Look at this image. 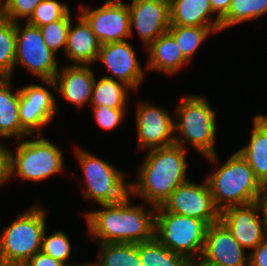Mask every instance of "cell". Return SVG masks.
<instances>
[{
	"label": "cell",
	"mask_w": 267,
	"mask_h": 266,
	"mask_svg": "<svg viewBox=\"0 0 267 266\" xmlns=\"http://www.w3.org/2000/svg\"><path fill=\"white\" fill-rule=\"evenodd\" d=\"M35 204L18 216L0 234V264L26 263L41 251L46 230V210Z\"/></svg>",
	"instance_id": "5b68a950"
},
{
	"label": "cell",
	"mask_w": 267,
	"mask_h": 266,
	"mask_svg": "<svg viewBox=\"0 0 267 266\" xmlns=\"http://www.w3.org/2000/svg\"><path fill=\"white\" fill-rule=\"evenodd\" d=\"M73 266H94V264L92 262L90 263H84V264H76V265H73Z\"/></svg>",
	"instance_id": "ab89813d"
},
{
	"label": "cell",
	"mask_w": 267,
	"mask_h": 266,
	"mask_svg": "<svg viewBox=\"0 0 267 266\" xmlns=\"http://www.w3.org/2000/svg\"><path fill=\"white\" fill-rule=\"evenodd\" d=\"M37 134L32 140L16 141V150L9 149V180L41 181L64 170L62 150L51 140Z\"/></svg>",
	"instance_id": "8992f818"
},
{
	"label": "cell",
	"mask_w": 267,
	"mask_h": 266,
	"mask_svg": "<svg viewBox=\"0 0 267 266\" xmlns=\"http://www.w3.org/2000/svg\"><path fill=\"white\" fill-rule=\"evenodd\" d=\"M130 197L85 213L88 231L97 243H141L155 238L156 207L131 205Z\"/></svg>",
	"instance_id": "6da1fadb"
},
{
	"label": "cell",
	"mask_w": 267,
	"mask_h": 266,
	"mask_svg": "<svg viewBox=\"0 0 267 266\" xmlns=\"http://www.w3.org/2000/svg\"><path fill=\"white\" fill-rule=\"evenodd\" d=\"M70 11L61 19L39 27L45 44L55 54L58 49L63 47L65 52L68 38V30L70 27L71 15Z\"/></svg>",
	"instance_id": "4dcf8cb0"
},
{
	"label": "cell",
	"mask_w": 267,
	"mask_h": 266,
	"mask_svg": "<svg viewBox=\"0 0 267 266\" xmlns=\"http://www.w3.org/2000/svg\"><path fill=\"white\" fill-rule=\"evenodd\" d=\"M146 69L174 75L189 61L183 56L174 37L166 32L154 40L147 48Z\"/></svg>",
	"instance_id": "44dd1931"
},
{
	"label": "cell",
	"mask_w": 267,
	"mask_h": 266,
	"mask_svg": "<svg viewBox=\"0 0 267 266\" xmlns=\"http://www.w3.org/2000/svg\"><path fill=\"white\" fill-rule=\"evenodd\" d=\"M220 220L208 225L204 248L194 266H249V254Z\"/></svg>",
	"instance_id": "4fadbf2b"
},
{
	"label": "cell",
	"mask_w": 267,
	"mask_h": 266,
	"mask_svg": "<svg viewBox=\"0 0 267 266\" xmlns=\"http://www.w3.org/2000/svg\"><path fill=\"white\" fill-rule=\"evenodd\" d=\"M46 230L43 234L41 251L51 256L52 258L61 261L66 266L74 264L67 263L71 256V241L64 231H55L49 236H46Z\"/></svg>",
	"instance_id": "f546056e"
},
{
	"label": "cell",
	"mask_w": 267,
	"mask_h": 266,
	"mask_svg": "<svg viewBox=\"0 0 267 266\" xmlns=\"http://www.w3.org/2000/svg\"><path fill=\"white\" fill-rule=\"evenodd\" d=\"M15 23L0 14V77H11L15 68Z\"/></svg>",
	"instance_id": "f1b7e54d"
},
{
	"label": "cell",
	"mask_w": 267,
	"mask_h": 266,
	"mask_svg": "<svg viewBox=\"0 0 267 266\" xmlns=\"http://www.w3.org/2000/svg\"><path fill=\"white\" fill-rule=\"evenodd\" d=\"M206 181L220 211L267 198L265 187L256 178L249 163L237 151L208 176Z\"/></svg>",
	"instance_id": "3957f363"
},
{
	"label": "cell",
	"mask_w": 267,
	"mask_h": 266,
	"mask_svg": "<svg viewBox=\"0 0 267 266\" xmlns=\"http://www.w3.org/2000/svg\"><path fill=\"white\" fill-rule=\"evenodd\" d=\"M208 224L156 207L155 238L169 250L187 257L194 264L200 259Z\"/></svg>",
	"instance_id": "52a82bcc"
},
{
	"label": "cell",
	"mask_w": 267,
	"mask_h": 266,
	"mask_svg": "<svg viewBox=\"0 0 267 266\" xmlns=\"http://www.w3.org/2000/svg\"><path fill=\"white\" fill-rule=\"evenodd\" d=\"M220 220L245 250L253 251L267 237L265 200L228 207L221 211Z\"/></svg>",
	"instance_id": "30bf717a"
},
{
	"label": "cell",
	"mask_w": 267,
	"mask_h": 266,
	"mask_svg": "<svg viewBox=\"0 0 267 266\" xmlns=\"http://www.w3.org/2000/svg\"><path fill=\"white\" fill-rule=\"evenodd\" d=\"M0 266H27L25 263H3Z\"/></svg>",
	"instance_id": "f35d334b"
},
{
	"label": "cell",
	"mask_w": 267,
	"mask_h": 266,
	"mask_svg": "<svg viewBox=\"0 0 267 266\" xmlns=\"http://www.w3.org/2000/svg\"><path fill=\"white\" fill-rule=\"evenodd\" d=\"M2 7H3V0H0V12H1Z\"/></svg>",
	"instance_id": "b9f144b4"
},
{
	"label": "cell",
	"mask_w": 267,
	"mask_h": 266,
	"mask_svg": "<svg viewBox=\"0 0 267 266\" xmlns=\"http://www.w3.org/2000/svg\"><path fill=\"white\" fill-rule=\"evenodd\" d=\"M168 32L174 37L183 56L189 62L206 37L217 33L211 26H170Z\"/></svg>",
	"instance_id": "83f0119b"
},
{
	"label": "cell",
	"mask_w": 267,
	"mask_h": 266,
	"mask_svg": "<svg viewBox=\"0 0 267 266\" xmlns=\"http://www.w3.org/2000/svg\"><path fill=\"white\" fill-rule=\"evenodd\" d=\"M216 111L203 95L182 97L174 119V132L180 133L174 135L175 144L185 148V143H189L209 161L217 160Z\"/></svg>",
	"instance_id": "277c9868"
},
{
	"label": "cell",
	"mask_w": 267,
	"mask_h": 266,
	"mask_svg": "<svg viewBox=\"0 0 267 266\" xmlns=\"http://www.w3.org/2000/svg\"><path fill=\"white\" fill-rule=\"evenodd\" d=\"M237 152L249 163L256 178L267 186V119L257 114L253 120L250 141Z\"/></svg>",
	"instance_id": "603a6c76"
},
{
	"label": "cell",
	"mask_w": 267,
	"mask_h": 266,
	"mask_svg": "<svg viewBox=\"0 0 267 266\" xmlns=\"http://www.w3.org/2000/svg\"><path fill=\"white\" fill-rule=\"evenodd\" d=\"M161 1H164V2H167L168 4H170L172 0H161Z\"/></svg>",
	"instance_id": "7bdbcfd3"
},
{
	"label": "cell",
	"mask_w": 267,
	"mask_h": 266,
	"mask_svg": "<svg viewBox=\"0 0 267 266\" xmlns=\"http://www.w3.org/2000/svg\"><path fill=\"white\" fill-rule=\"evenodd\" d=\"M130 12L131 32L136 30L147 48L170 27L169 4L161 0H132L127 4ZM134 28V30H133Z\"/></svg>",
	"instance_id": "2e32d148"
},
{
	"label": "cell",
	"mask_w": 267,
	"mask_h": 266,
	"mask_svg": "<svg viewBox=\"0 0 267 266\" xmlns=\"http://www.w3.org/2000/svg\"><path fill=\"white\" fill-rule=\"evenodd\" d=\"M249 266H267V237L249 254Z\"/></svg>",
	"instance_id": "e575fe53"
},
{
	"label": "cell",
	"mask_w": 267,
	"mask_h": 266,
	"mask_svg": "<svg viewBox=\"0 0 267 266\" xmlns=\"http://www.w3.org/2000/svg\"><path fill=\"white\" fill-rule=\"evenodd\" d=\"M41 1L42 0H3V7L0 14L14 23L20 22V20L24 18L27 21Z\"/></svg>",
	"instance_id": "d6a6232c"
},
{
	"label": "cell",
	"mask_w": 267,
	"mask_h": 266,
	"mask_svg": "<svg viewBox=\"0 0 267 266\" xmlns=\"http://www.w3.org/2000/svg\"><path fill=\"white\" fill-rule=\"evenodd\" d=\"M69 11V5L59 0H42L31 17L25 22L36 27H42L63 18Z\"/></svg>",
	"instance_id": "1f68e13d"
},
{
	"label": "cell",
	"mask_w": 267,
	"mask_h": 266,
	"mask_svg": "<svg viewBox=\"0 0 267 266\" xmlns=\"http://www.w3.org/2000/svg\"><path fill=\"white\" fill-rule=\"evenodd\" d=\"M9 181V148L0 143V187Z\"/></svg>",
	"instance_id": "8d00e7d4"
},
{
	"label": "cell",
	"mask_w": 267,
	"mask_h": 266,
	"mask_svg": "<svg viewBox=\"0 0 267 266\" xmlns=\"http://www.w3.org/2000/svg\"><path fill=\"white\" fill-rule=\"evenodd\" d=\"M59 70L54 80H43V83L54 88L63 99L79 108L90 104L96 77L90 65L71 64Z\"/></svg>",
	"instance_id": "ac0fdd59"
},
{
	"label": "cell",
	"mask_w": 267,
	"mask_h": 266,
	"mask_svg": "<svg viewBox=\"0 0 267 266\" xmlns=\"http://www.w3.org/2000/svg\"><path fill=\"white\" fill-rule=\"evenodd\" d=\"M186 148L172 144L148 150L138 169L137 182H130V195L146 204L162 206L170 194L187 182Z\"/></svg>",
	"instance_id": "7a4b0ae2"
},
{
	"label": "cell",
	"mask_w": 267,
	"mask_h": 266,
	"mask_svg": "<svg viewBox=\"0 0 267 266\" xmlns=\"http://www.w3.org/2000/svg\"><path fill=\"white\" fill-rule=\"evenodd\" d=\"M19 119L22 127L30 134L39 133L55 117V96L44 85L31 84L19 88Z\"/></svg>",
	"instance_id": "9a60e30c"
},
{
	"label": "cell",
	"mask_w": 267,
	"mask_h": 266,
	"mask_svg": "<svg viewBox=\"0 0 267 266\" xmlns=\"http://www.w3.org/2000/svg\"><path fill=\"white\" fill-rule=\"evenodd\" d=\"M164 107L139 102L136 111L138 149L151 150L175 143L174 118Z\"/></svg>",
	"instance_id": "5bb4252c"
},
{
	"label": "cell",
	"mask_w": 267,
	"mask_h": 266,
	"mask_svg": "<svg viewBox=\"0 0 267 266\" xmlns=\"http://www.w3.org/2000/svg\"><path fill=\"white\" fill-rule=\"evenodd\" d=\"M93 116L98 125L106 130L116 128L122 123L125 117L126 109H111L106 106L91 107Z\"/></svg>",
	"instance_id": "836d02e7"
},
{
	"label": "cell",
	"mask_w": 267,
	"mask_h": 266,
	"mask_svg": "<svg viewBox=\"0 0 267 266\" xmlns=\"http://www.w3.org/2000/svg\"><path fill=\"white\" fill-rule=\"evenodd\" d=\"M98 260L94 266H143L138 243H98Z\"/></svg>",
	"instance_id": "d4e9b609"
},
{
	"label": "cell",
	"mask_w": 267,
	"mask_h": 266,
	"mask_svg": "<svg viewBox=\"0 0 267 266\" xmlns=\"http://www.w3.org/2000/svg\"><path fill=\"white\" fill-rule=\"evenodd\" d=\"M135 48L129 41L110 42L101 45L97 60L114 76H104L126 84L137 90L144 79V70L135 55Z\"/></svg>",
	"instance_id": "e0dca14e"
},
{
	"label": "cell",
	"mask_w": 267,
	"mask_h": 266,
	"mask_svg": "<svg viewBox=\"0 0 267 266\" xmlns=\"http://www.w3.org/2000/svg\"><path fill=\"white\" fill-rule=\"evenodd\" d=\"M232 0H210L211 8L216 18H222L229 10Z\"/></svg>",
	"instance_id": "74e56055"
},
{
	"label": "cell",
	"mask_w": 267,
	"mask_h": 266,
	"mask_svg": "<svg viewBox=\"0 0 267 266\" xmlns=\"http://www.w3.org/2000/svg\"><path fill=\"white\" fill-rule=\"evenodd\" d=\"M11 77H0V138L14 137L17 141L31 136L19 119V88L14 93Z\"/></svg>",
	"instance_id": "7402d4cb"
},
{
	"label": "cell",
	"mask_w": 267,
	"mask_h": 266,
	"mask_svg": "<svg viewBox=\"0 0 267 266\" xmlns=\"http://www.w3.org/2000/svg\"><path fill=\"white\" fill-rule=\"evenodd\" d=\"M138 253L143 266H194L187 257L169 250L156 238L138 243Z\"/></svg>",
	"instance_id": "484cf974"
},
{
	"label": "cell",
	"mask_w": 267,
	"mask_h": 266,
	"mask_svg": "<svg viewBox=\"0 0 267 266\" xmlns=\"http://www.w3.org/2000/svg\"><path fill=\"white\" fill-rule=\"evenodd\" d=\"M105 2H118V3H120V0H106Z\"/></svg>",
	"instance_id": "60d3db41"
},
{
	"label": "cell",
	"mask_w": 267,
	"mask_h": 266,
	"mask_svg": "<svg viewBox=\"0 0 267 266\" xmlns=\"http://www.w3.org/2000/svg\"><path fill=\"white\" fill-rule=\"evenodd\" d=\"M162 207L175 214L201 219L208 225L220 221L221 216L206 179L201 184L188 180L180 185Z\"/></svg>",
	"instance_id": "8fae6325"
},
{
	"label": "cell",
	"mask_w": 267,
	"mask_h": 266,
	"mask_svg": "<svg viewBox=\"0 0 267 266\" xmlns=\"http://www.w3.org/2000/svg\"><path fill=\"white\" fill-rule=\"evenodd\" d=\"M25 264L27 266H66L61 261L44 254L42 251L33 255Z\"/></svg>",
	"instance_id": "d590c367"
},
{
	"label": "cell",
	"mask_w": 267,
	"mask_h": 266,
	"mask_svg": "<svg viewBox=\"0 0 267 266\" xmlns=\"http://www.w3.org/2000/svg\"><path fill=\"white\" fill-rule=\"evenodd\" d=\"M169 10L170 26H211L221 32V19H212L210 0H172Z\"/></svg>",
	"instance_id": "ffe728a7"
},
{
	"label": "cell",
	"mask_w": 267,
	"mask_h": 266,
	"mask_svg": "<svg viewBox=\"0 0 267 266\" xmlns=\"http://www.w3.org/2000/svg\"><path fill=\"white\" fill-rule=\"evenodd\" d=\"M265 207H266V211H267V198L265 199Z\"/></svg>",
	"instance_id": "ee69618b"
},
{
	"label": "cell",
	"mask_w": 267,
	"mask_h": 266,
	"mask_svg": "<svg viewBox=\"0 0 267 266\" xmlns=\"http://www.w3.org/2000/svg\"><path fill=\"white\" fill-rule=\"evenodd\" d=\"M79 8L80 14L90 24L101 44L126 41L131 36L127 3L104 2L102 6L92 10L82 4Z\"/></svg>",
	"instance_id": "7c38bea8"
},
{
	"label": "cell",
	"mask_w": 267,
	"mask_h": 266,
	"mask_svg": "<svg viewBox=\"0 0 267 266\" xmlns=\"http://www.w3.org/2000/svg\"><path fill=\"white\" fill-rule=\"evenodd\" d=\"M267 14V0H232L221 18V31Z\"/></svg>",
	"instance_id": "4316f807"
},
{
	"label": "cell",
	"mask_w": 267,
	"mask_h": 266,
	"mask_svg": "<svg viewBox=\"0 0 267 266\" xmlns=\"http://www.w3.org/2000/svg\"><path fill=\"white\" fill-rule=\"evenodd\" d=\"M77 21L74 27L70 23L64 53L70 62H74L73 65L91 66L96 62L102 44L81 14Z\"/></svg>",
	"instance_id": "d6986e66"
},
{
	"label": "cell",
	"mask_w": 267,
	"mask_h": 266,
	"mask_svg": "<svg viewBox=\"0 0 267 266\" xmlns=\"http://www.w3.org/2000/svg\"><path fill=\"white\" fill-rule=\"evenodd\" d=\"M75 156L84 173V199L98 205L116 203L130 194V183L122 171L83 148L75 147Z\"/></svg>",
	"instance_id": "ba28073f"
},
{
	"label": "cell",
	"mask_w": 267,
	"mask_h": 266,
	"mask_svg": "<svg viewBox=\"0 0 267 266\" xmlns=\"http://www.w3.org/2000/svg\"><path fill=\"white\" fill-rule=\"evenodd\" d=\"M16 29L15 66L22 65L40 80H54L59 71L57 54L48 48L39 27L19 22Z\"/></svg>",
	"instance_id": "9c48e42d"
},
{
	"label": "cell",
	"mask_w": 267,
	"mask_h": 266,
	"mask_svg": "<svg viewBox=\"0 0 267 266\" xmlns=\"http://www.w3.org/2000/svg\"><path fill=\"white\" fill-rule=\"evenodd\" d=\"M128 89L131 90L129 86L116 79L104 76L99 80L95 78L89 105L91 107L106 106L111 109H128Z\"/></svg>",
	"instance_id": "cb8c5ba5"
}]
</instances>
